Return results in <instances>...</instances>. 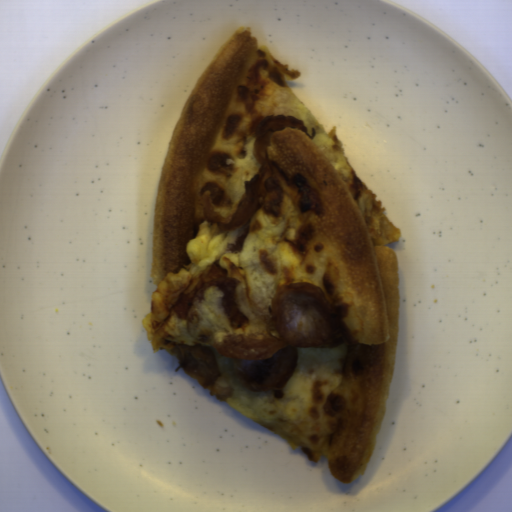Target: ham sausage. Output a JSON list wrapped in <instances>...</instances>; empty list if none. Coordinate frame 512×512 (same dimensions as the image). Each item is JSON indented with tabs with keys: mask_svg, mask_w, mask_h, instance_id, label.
Here are the masks:
<instances>
[{
	"mask_svg": "<svg viewBox=\"0 0 512 512\" xmlns=\"http://www.w3.org/2000/svg\"><path fill=\"white\" fill-rule=\"evenodd\" d=\"M284 128L298 129L307 134L304 121L294 115H266L256 126V134L264 135L267 131H281Z\"/></svg>",
	"mask_w": 512,
	"mask_h": 512,
	"instance_id": "ham-sausage-2",
	"label": "ham sausage"
},
{
	"mask_svg": "<svg viewBox=\"0 0 512 512\" xmlns=\"http://www.w3.org/2000/svg\"><path fill=\"white\" fill-rule=\"evenodd\" d=\"M280 337L287 344L267 359H233L237 381L244 389L262 392L284 387L293 375L300 347H336L341 327L320 286L293 282L271 298Z\"/></svg>",
	"mask_w": 512,
	"mask_h": 512,
	"instance_id": "ham-sausage-1",
	"label": "ham sausage"
}]
</instances>
